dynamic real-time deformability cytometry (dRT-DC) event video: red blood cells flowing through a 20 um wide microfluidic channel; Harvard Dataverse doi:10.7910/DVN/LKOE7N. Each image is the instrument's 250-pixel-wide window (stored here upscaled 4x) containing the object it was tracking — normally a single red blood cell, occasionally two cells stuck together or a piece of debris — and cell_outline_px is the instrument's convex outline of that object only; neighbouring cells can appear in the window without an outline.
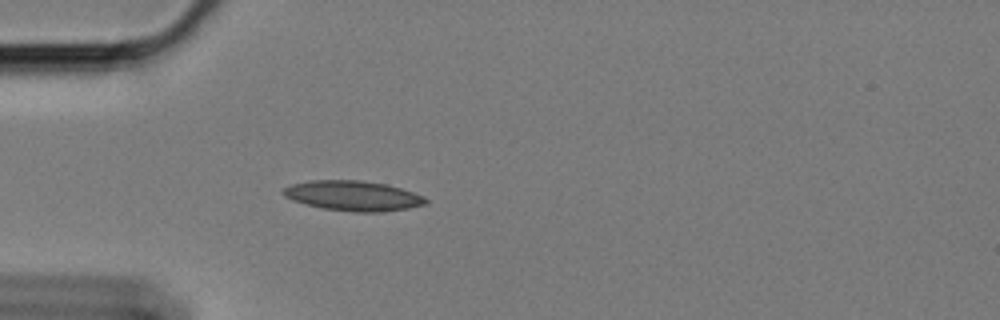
{"species": "Egyptian fruit bat (a non-hibernating species)", "species_latin": "Rousettus aegyptiacus", "temperature_condition": "cold", "stored_images_in_passage": 46, "camera_frame_rate_fps": 3000, "um_per_image_px": 0.085, "animal": {"sex": "female"}, "frame": {"image": 1, "passage_image": 8, "time_ms": 2.333, "image_size_px": [1000, 320], "cell_outline_px": [[428, 200], [424, 204], [408, 208], [384, 212], [352, 212], [324, 208], [292, 200], [284, 196], [280, 192], [284, 188], [292, 184], [312, 180], [360, 180], [384, 184], [400, 188], [424, 196]], "centroid_in_image_um": [30.0, 16.64], "position_along_channel_um": 55.0, "area_um2": 24.74}}
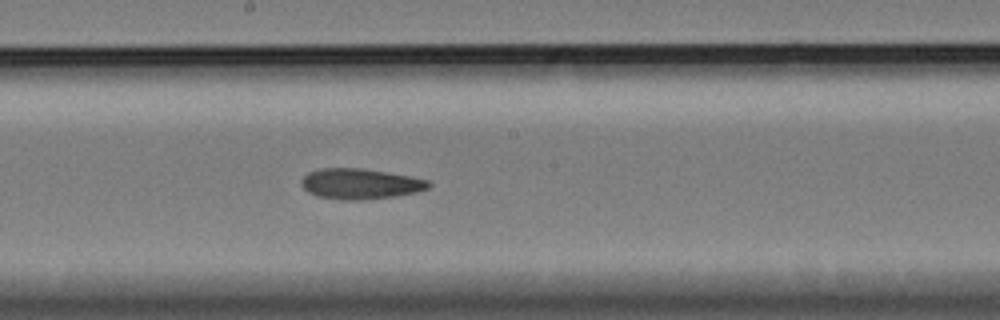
{"frame": {"image": 2, "passage_image": 23, "time_ms": 7.333, "image_size_px": [1000, 320], "cell_outline_px": [[432, 184], [428, 188], [416, 192], [396, 196], [364, 200], [344, 200], [316, 196], [308, 192], [300, 184], [300, 180], [308, 172], [320, 168], [364, 168], [408, 176], [428, 180]], "centroid_in_image_um": [30.59, 15.63], "position_along_channel_um": 217.6, "area_um2": 22.72}}
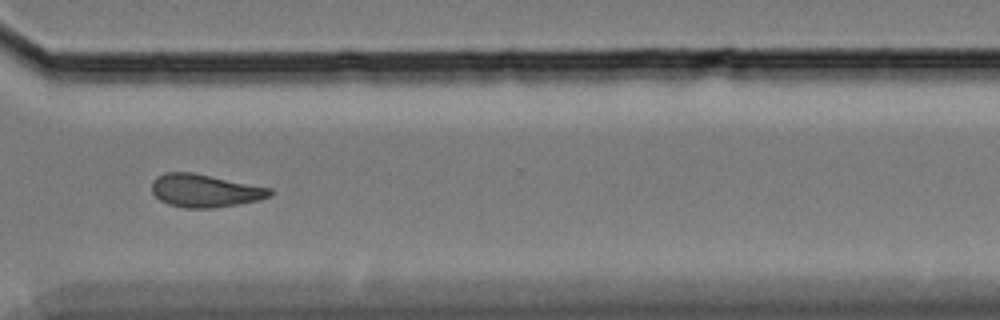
{"frame": {"image": 3, "passage_image": 35, "time_ms": 11.333, "image_size_px": [1000, 320], "cell_outline_px": [[272, 196], [260, 200], [212, 208], [184, 208], [168, 204], [160, 200], [152, 192], [152, 180], [156, 176], [164, 172], [192, 172], [272, 188]], "centroid_in_image_um": [17.41, 16.2], "position_along_channel_um": 353.2, "area_um2": 22.77}}